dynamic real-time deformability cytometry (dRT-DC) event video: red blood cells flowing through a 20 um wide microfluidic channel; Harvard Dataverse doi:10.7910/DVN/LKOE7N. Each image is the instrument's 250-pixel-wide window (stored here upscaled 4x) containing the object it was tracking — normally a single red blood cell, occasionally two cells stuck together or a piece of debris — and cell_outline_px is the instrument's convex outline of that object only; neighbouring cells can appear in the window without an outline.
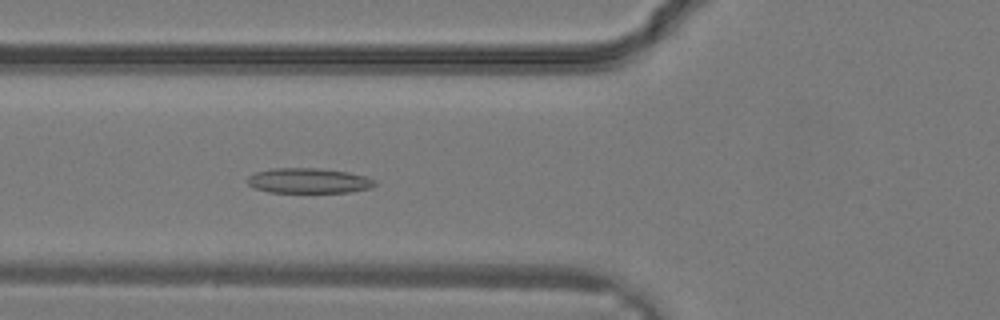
{"species": "common noctule bat (a hibernating species)", "species_latin": "Nyctalus noctula", "temperature_condition": "warm", "stored_images_in_passage": 7, "camera_frame_rate_fps": 3000, "um_per_image_px": 0.085, "animal": {"sex": "male", "body_mass_g": 19.2, "forearm_length_mm": 51.8}, "frame": {"image": 1, "passage_image": 7, "time_ms": 2.0, "image_size_px": [1000, 320], "cell_outline_px": [[376, 184], [372, 188], [348, 192], [268, 192], [256, 188], [248, 184], [248, 176], [256, 172], [272, 168], [320, 168], [348, 172], [364, 176], [376, 180]], "centroid_in_image_um": [26.25, 15.35], "position_along_channel_um": 99.5, "area_um2": 18.61}}